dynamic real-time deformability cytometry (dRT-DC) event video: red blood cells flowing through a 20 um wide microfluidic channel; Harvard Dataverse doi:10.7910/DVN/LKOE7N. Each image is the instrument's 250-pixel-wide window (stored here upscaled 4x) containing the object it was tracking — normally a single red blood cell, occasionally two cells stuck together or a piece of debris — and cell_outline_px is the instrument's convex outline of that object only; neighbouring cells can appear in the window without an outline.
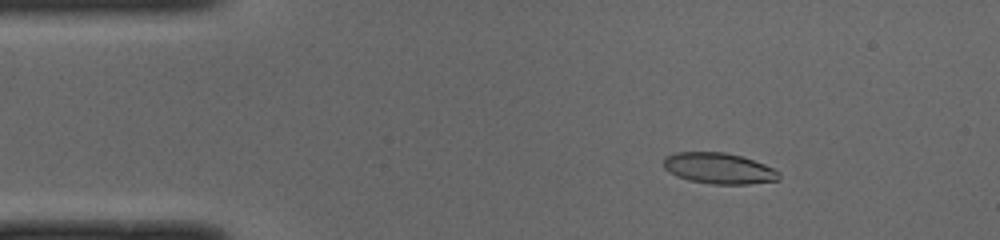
{"species": "common noctule bat (a hibernating species)", "species_latin": "Nyctalus noctula", "temperature_condition": "cold", "stored_images_in_passage": 48, "camera_frame_rate_fps": 3000, "um_per_image_px": 0.085, "animal": {"sex": "male", "body_mass_g": 19.0, "forearm_length_mm": 50.8}, "frame": {"image": 1, "passage_image": 6, "time_ms": 1.667, "image_size_px": [1000, 240], "cell_outline_px": [[780, 180], [748, 184], [712, 184], [688, 180], [676, 176], [668, 172], [664, 168], [664, 156], [676, 152], [724, 152], [740, 156], [764, 164], [780, 172]], "centroid_in_image_um": [61.08, 14.31], "position_along_channel_um": 23.9, "area_um2": 20.87}}
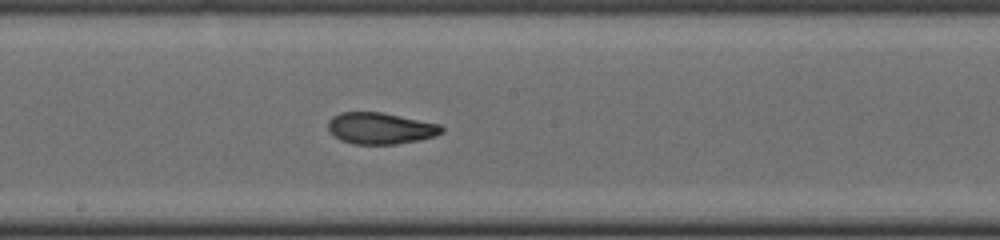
{"frame": {"image": 2, "passage_image": 25, "time_ms": 8.0, "image_size_px": [1000, 240], "cell_outline_px": [[444, 132], [436, 136], [420, 140], [396, 144], [352, 144], [340, 140], [332, 136], [328, 132], [328, 120], [332, 116], [340, 112], [380, 112], [440, 124], [444, 128]], "centroid_in_image_um": [32.31, 10.91], "position_along_channel_um": 215.9, "area_um2": 21.1}}
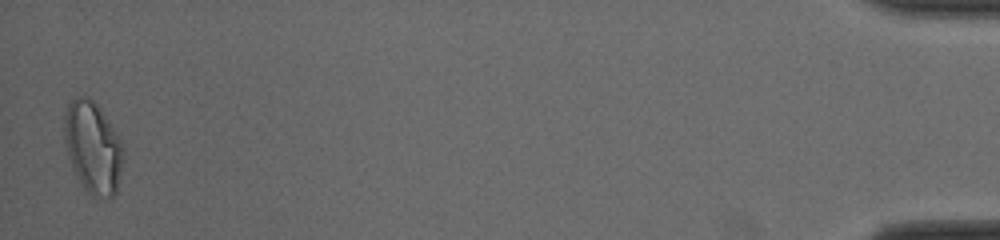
{"frame": {"image": 3, "passage_image": 48, "time_ms": 15.667, "image_size_px": [1000, 240], "cell_outline_px": [[124, 160], [116, 192], [112, 196], [104, 200], [92, 196], [84, 188], [76, 176], [68, 156], [64, 140], [64, 116], [68, 104], [76, 96], [88, 96], [100, 108], [116, 132], [124, 148]], "centroid_in_image_um": [7.9, 12.55], "position_along_channel_um": 427.3, "area_um2": 31.79}, "authors_computed_cell_mechanics": {"area_um2": 21.2126, "velocity_mm_per_s": 3.9976, "shape_relaxation_time_tau1_ms": 7.3982, "shape_relaxation_time_tau2_ms": 1.5334, "deformation_change_tau1": 0.2502, "deformation_change_tau2": 0.0829}}